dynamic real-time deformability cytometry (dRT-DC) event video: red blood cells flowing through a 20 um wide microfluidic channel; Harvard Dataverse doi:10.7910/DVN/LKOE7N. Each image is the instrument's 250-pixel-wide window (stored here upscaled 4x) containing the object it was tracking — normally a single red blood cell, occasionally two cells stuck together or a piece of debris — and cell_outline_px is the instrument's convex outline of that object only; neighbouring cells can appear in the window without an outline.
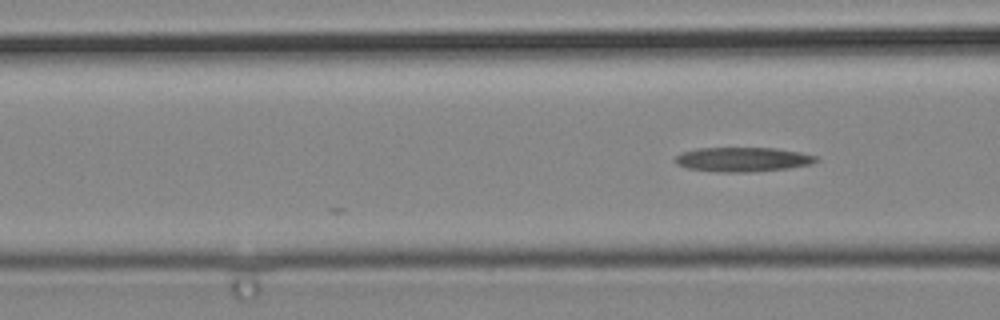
{"species": "common noctule bat (a hibernating species)", "species_latin": "Nyctalus noctula", "temperature_condition": "cold", "stored_images_in_passage": 4, "camera_frame_rate_fps": 3000, "um_per_image_px": 0.085, "animal": {"sex": "male", "body_mass_g": 19.2, "forearm_length_mm": 51.8}, "frame": {"image": 1, "passage_image": 4, "time_ms": 1.0, "image_size_px": [1000, 320], "cell_outline_px": [[820, 160], [812, 164], [788, 168], [752, 172], [716, 172], [688, 168], [676, 164], [672, 160], [676, 156], [684, 152], [696, 148], [776, 148], [800, 152], [820, 156]], "centroid_in_image_um": [63.17, 13.55], "position_along_channel_um": 103.4, "area_um2": 20.29}}